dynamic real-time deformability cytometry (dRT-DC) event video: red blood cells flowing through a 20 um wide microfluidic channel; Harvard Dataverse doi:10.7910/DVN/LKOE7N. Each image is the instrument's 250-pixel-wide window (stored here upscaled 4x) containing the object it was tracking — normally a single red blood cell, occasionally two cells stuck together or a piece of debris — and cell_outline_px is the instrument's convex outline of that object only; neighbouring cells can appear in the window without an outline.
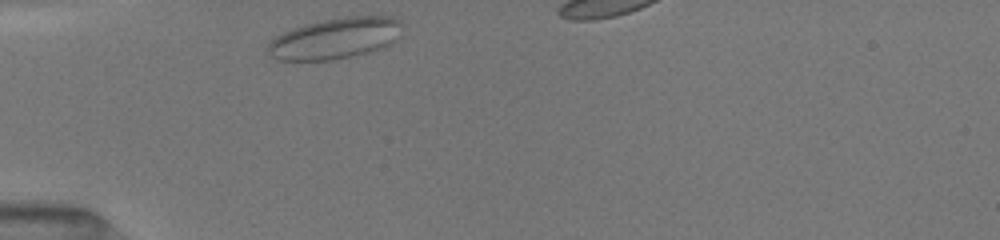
{"species": "common noctule bat (a hibernating species)", "species_latin": "Nyctalus noctula", "temperature_condition": "room temperature", "stored_images_in_passage": 26, "camera_frame_rate_fps": 3000, "um_per_image_px": 0.085, "animal": {"sex": "female", "body_mass_g": 19.5, "forearm_length_mm": 54.1}, "frame": {"image": 1, "passage_image": 1, "time_ms": 0.0, "image_size_px": [1000, 240], "cell_outline_px": [[400, 24], [392, 40], [384, 48], [352, 56], [328, 60], [276, 60], [272, 56], [268, 48], [268, 44], [276, 36], [284, 32], [304, 24], [344, 16], [392, 16]], "centroid_in_image_um": [28.43, 3.26], "position_along_channel_um": 56.6, "area_um2": 31.39}}
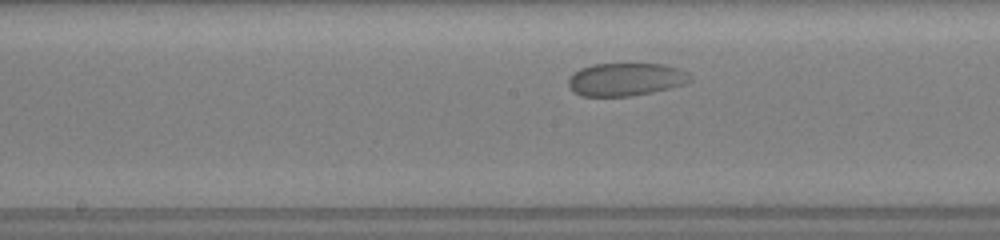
{"frame": {"image": 2, "passage_image": 14, "time_ms": 4.0, "image_size_px": [1000, 240], "cell_outline_px": [[692, 80], [684, 84], [652, 92], [632, 96], [580, 96], [572, 92], [568, 88], [568, 80], [580, 68], [592, 64], [664, 64], [688, 72]], "centroid_in_image_um": [53.16, 6.75], "position_along_channel_um": 195.0, "area_um2": 23.35}}
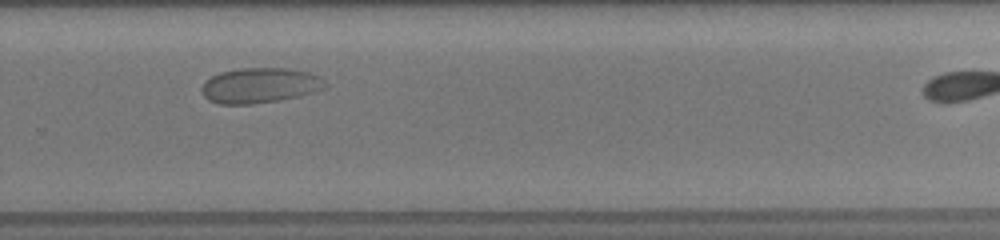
{"frame": {"image": 3, "passage_image": 23, "time_ms": 7.0, "image_size_px": [1000, 240], "cell_outline_px": [[328, 84], [324, 88], [312, 92], [296, 96], [276, 100], [252, 104], [220, 104], [208, 100], [204, 96], [200, 88], [212, 76], [220, 72], [240, 68], [288, 68], [308, 72], [320, 76]], "centroid_in_image_um": [22.08, 7.25], "position_along_channel_um": 307.7, "area_um2": 25.14}}